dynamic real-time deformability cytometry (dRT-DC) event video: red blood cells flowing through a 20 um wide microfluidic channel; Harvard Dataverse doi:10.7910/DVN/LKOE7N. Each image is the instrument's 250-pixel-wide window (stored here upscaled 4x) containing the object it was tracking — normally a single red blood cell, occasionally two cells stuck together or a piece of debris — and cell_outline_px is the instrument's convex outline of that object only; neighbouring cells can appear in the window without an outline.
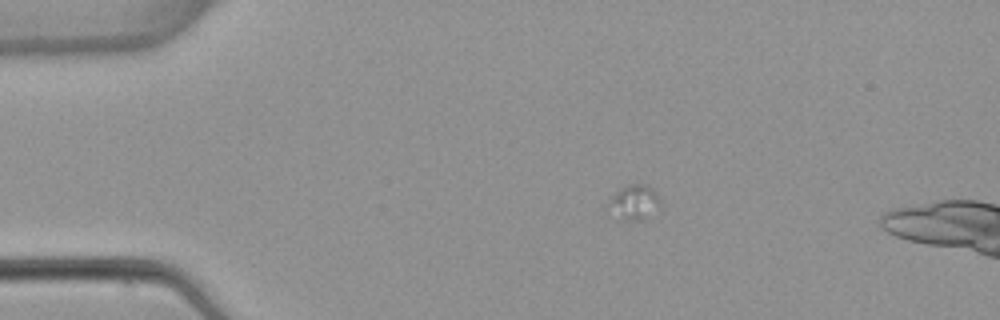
{"species": "common noctule bat (a hibernating species)", "species_latin": "Nyctalus noctula", "temperature_condition": "warm", "stored_images_in_passage": 5, "camera_frame_rate_fps": 3000, "um_per_image_px": 0.085, "animal": {"sex": "female", "body_mass_g": 22.7, "forearm_length_mm": 54.2}, "frame": {"image": 1, "passage_image": 3, "time_ms": 2.667, "image_size_px": [1000, 320], "cell_outline_px": [[660, 208], [644, 220], [624, 220], [604, 204], [616, 192], [628, 184], [644, 184], [652, 188], [656, 192], [660, 200]], "centroid_in_image_um": [53.93, 17.19], "position_along_channel_um": 31.1, "area_um2": 10.52}}